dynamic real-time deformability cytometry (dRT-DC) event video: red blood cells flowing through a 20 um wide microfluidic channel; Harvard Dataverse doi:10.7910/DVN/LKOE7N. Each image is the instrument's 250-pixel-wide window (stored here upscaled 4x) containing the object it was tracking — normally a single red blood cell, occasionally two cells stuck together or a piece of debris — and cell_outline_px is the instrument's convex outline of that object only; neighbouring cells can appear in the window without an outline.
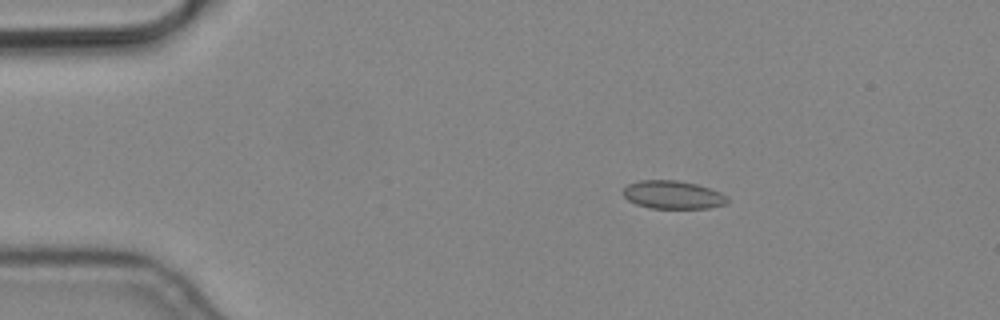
{"species": "common noctule bat (a hibernating species)", "species_latin": "Nyctalus noctula", "temperature_condition": "cold", "stored_images_in_passage": 5, "camera_frame_rate_fps": 3000, "um_per_image_px": 0.085, "animal": {"sex": "male", "body_mass_g": 19.2, "forearm_length_mm": 51.8}, "frame": {"image": 1, "passage_image": 2, "time_ms": 0.333, "image_size_px": [1000, 320], "cell_outline_px": [[728, 200], [724, 204], [708, 208], [652, 208], [636, 204], [628, 200], [620, 192], [628, 184], [640, 180], [676, 180], [696, 184], [720, 192], [728, 196]], "centroid_in_image_um": [57.16, 16.55], "position_along_channel_um": 27.8, "area_um2": 17.05}}